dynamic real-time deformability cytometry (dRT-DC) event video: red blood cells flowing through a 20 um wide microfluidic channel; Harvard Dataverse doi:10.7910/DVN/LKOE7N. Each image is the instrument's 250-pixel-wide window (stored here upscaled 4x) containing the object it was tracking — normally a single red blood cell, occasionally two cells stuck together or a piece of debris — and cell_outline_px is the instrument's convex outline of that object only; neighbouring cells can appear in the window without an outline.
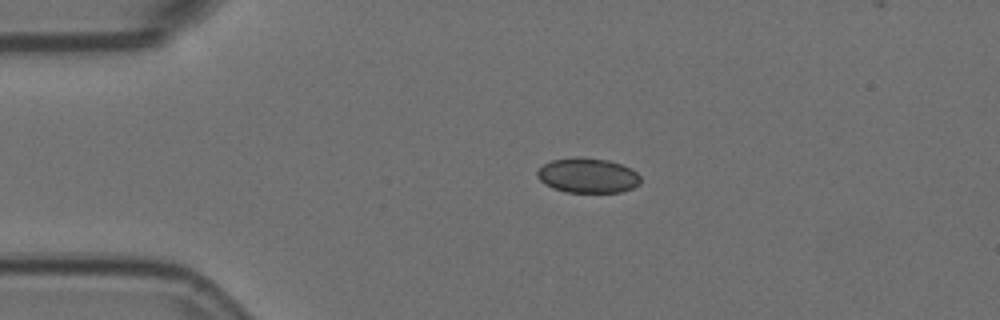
{"species": "Egyptian fruit bat (a non-hibernating species)", "species_latin": "Rousettus aegyptiacus", "temperature_condition": "room temperature", "stored_images_in_passage": 2, "camera_frame_rate_fps": 3000, "um_per_image_px": 0.085, "animal": {"sex": "female"}, "frame": {"image": 1, "passage_image": 2, "time_ms": 0.333, "image_size_px": [1000, 320], "cell_outline_px": [[640, 184], [632, 188], [620, 192], [564, 192], [552, 188], [544, 184], [536, 176], [536, 172], [544, 164], [552, 160], [572, 156], [580, 156], [608, 160], [632, 168], [640, 176]], "centroid_in_image_um": [49.94, 14.9], "position_along_channel_um": 35.1, "area_um2": 21.27}}